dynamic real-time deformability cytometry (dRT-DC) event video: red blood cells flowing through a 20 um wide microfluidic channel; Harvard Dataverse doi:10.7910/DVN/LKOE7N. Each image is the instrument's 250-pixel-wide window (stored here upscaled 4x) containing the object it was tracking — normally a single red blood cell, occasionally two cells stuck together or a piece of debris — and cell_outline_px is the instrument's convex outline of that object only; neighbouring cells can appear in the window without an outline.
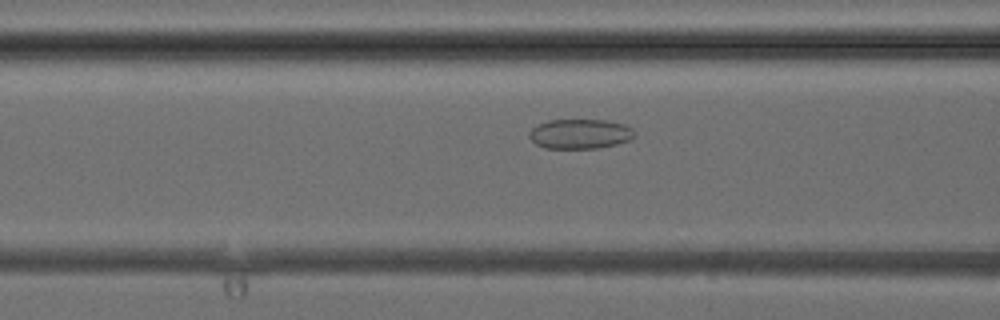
{"species": "common noctule bat (a hibernating species)", "species_latin": "Nyctalus noctula", "temperature_condition": "cold", "stored_images_in_passage": 3, "camera_frame_rate_fps": 3000, "um_per_image_px": 0.085, "animal": {"sex": "female", "body_mass_g": 24.6, "forearm_length_mm": 56.2}, "frame": {"image": 1, "passage_image": 3, "time_ms": 2.333, "image_size_px": [1000, 320], "cell_outline_px": [[636, 136], [632, 140], [600, 148], [544, 148], [536, 144], [528, 136], [528, 132], [532, 128], [548, 120], [604, 120], [624, 124], [632, 128]], "centroid_in_image_um": [49.32, 11.39], "position_along_channel_um": 117.3, "area_um2": 18.32}}